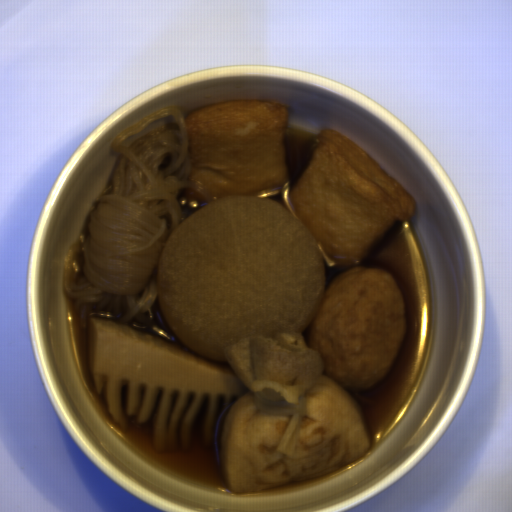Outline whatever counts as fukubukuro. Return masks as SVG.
Segmentation results:
<instances>
[{
    "label": "fukubukuro",
    "mask_w": 512,
    "mask_h": 512,
    "mask_svg": "<svg viewBox=\"0 0 512 512\" xmlns=\"http://www.w3.org/2000/svg\"><path fill=\"white\" fill-rule=\"evenodd\" d=\"M225 354L248 391L226 416L220 443L230 494H251L336 470L371 452L357 399L322 375L300 332L254 335Z\"/></svg>",
    "instance_id": "1"
}]
</instances>
